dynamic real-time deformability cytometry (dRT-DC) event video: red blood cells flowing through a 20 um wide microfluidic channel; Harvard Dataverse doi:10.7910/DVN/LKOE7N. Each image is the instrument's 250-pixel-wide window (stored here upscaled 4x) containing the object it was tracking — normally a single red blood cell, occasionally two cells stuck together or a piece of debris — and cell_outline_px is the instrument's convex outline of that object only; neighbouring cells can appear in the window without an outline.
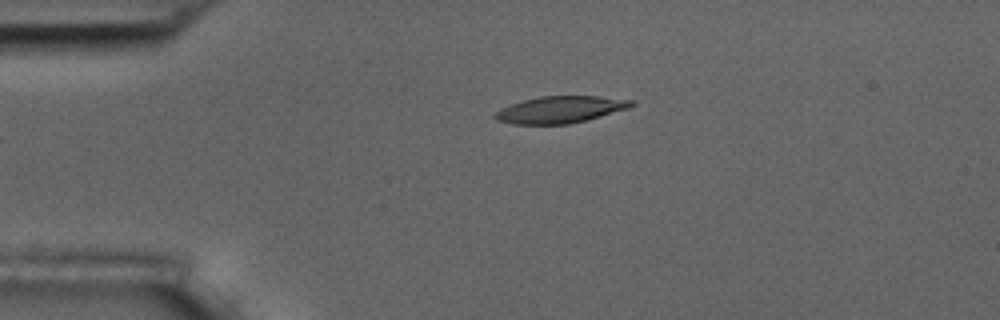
{"species": "common noctule bat (a hibernating species)", "species_latin": "Nyctalus noctula", "temperature_condition": "room temperature", "stored_images_in_passage": 2, "camera_frame_rate_fps": 3000, "um_per_image_px": 0.085, "animal": {"sex": "male", "body_mass_g": 17.5, "forearm_length_mm": 52.3}, "frame": {"image": 1, "passage_image": 1, "time_ms": 0.0, "image_size_px": [1000, 320], "cell_outline_px": [[636, 104], [628, 108], [600, 116], [568, 124], [512, 124], [496, 120], [492, 116], [500, 108], [524, 100], [540, 96], [596, 96], [636, 100]], "centroid_in_image_um": [47.62, 9.31], "position_along_channel_um": 37.4, "area_um2": 21.21}}
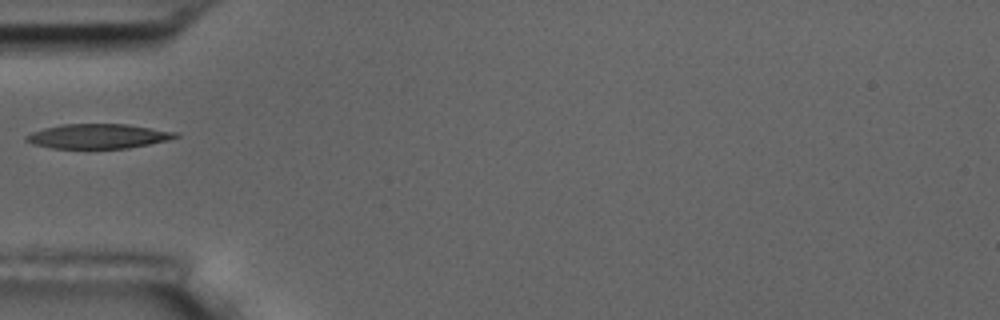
{"frame": {"image": 2, "passage_image": 2, "time_ms": 2.0, "image_size_px": [1000, 320], "cell_outline_px": [[180, 136], [168, 140], [128, 148], [52, 148], [32, 144], [24, 140], [24, 136], [32, 132], [44, 128], [64, 124], [128, 124], [180, 132]], "centroid_in_image_um": [8.36, 11.57], "position_along_channel_um": 76.6, "area_um2": 21.5}}